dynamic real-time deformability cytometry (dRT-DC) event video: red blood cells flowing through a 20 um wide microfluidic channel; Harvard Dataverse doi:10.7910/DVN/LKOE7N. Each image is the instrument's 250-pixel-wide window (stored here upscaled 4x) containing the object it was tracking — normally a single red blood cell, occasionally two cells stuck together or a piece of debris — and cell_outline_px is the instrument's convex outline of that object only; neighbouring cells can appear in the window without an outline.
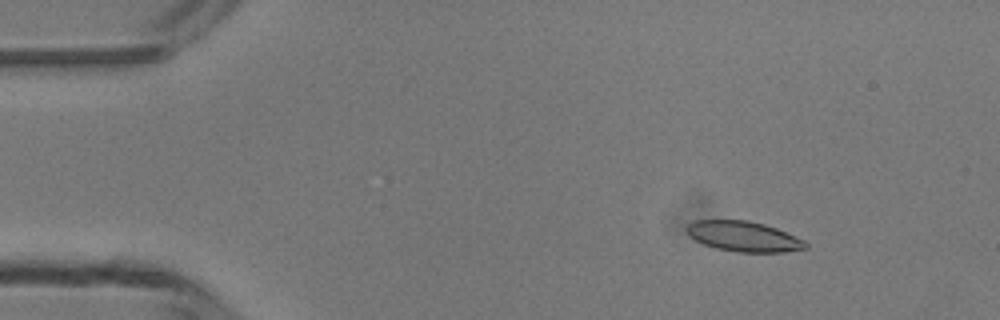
{"species": "common noctule bat (a hibernating species)", "species_latin": "Nyctalus noctula", "temperature_condition": "room temperature", "stored_images_in_passage": 49, "camera_frame_rate_fps": 3000, "um_per_image_px": 0.085, "animal": {"sex": "male", "body_mass_g": 13.3}, "frame": {"image": 1, "passage_image": 7, "time_ms": 2.0, "image_size_px": [1000, 320], "cell_outline_px": [[808, 248], [784, 252], [736, 252], [716, 248], [704, 244], [688, 236], [688, 224], [696, 220], [748, 220], [764, 224], [776, 228], [804, 240], [808, 244]], "centroid_in_image_um": [63.23, 20.1], "position_along_channel_um": 21.8, "area_um2": 20.87}}
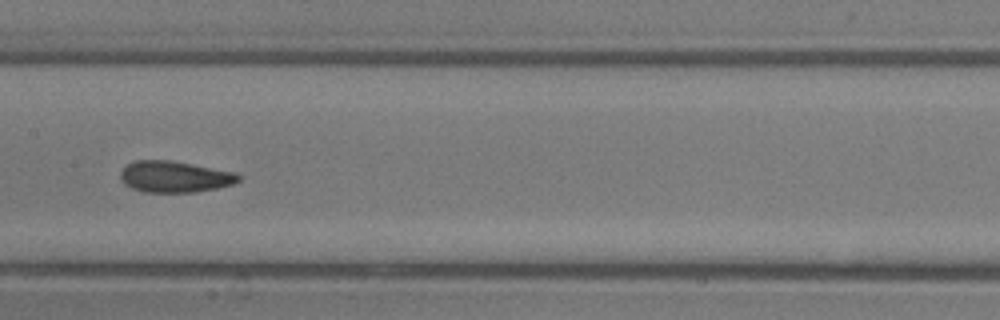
{"frame": {"image": 2, "passage_image": 25, "time_ms": 8.0, "image_size_px": [1000, 320], "cell_outline_px": [[240, 180], [232, 184], [216, 188], [196, 192], [144, 192], [132, 188], [124, 184], [120, 176], [120, 172], [128, 164], [136, 160], [168, 160], [192, 164], [232, 172], [240, 176]], "centroid_in_image_um": [14.81, 15.03], "position_along_channel_um": 192.6, "area_um2": 21.27}}
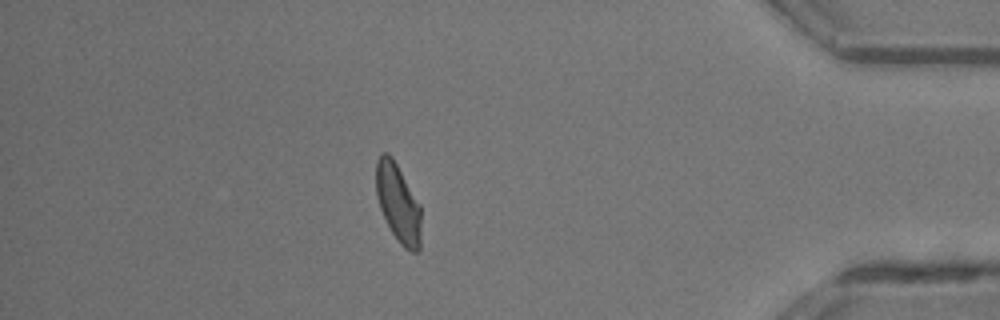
{"frame": {"image": 3, "passage_image": 43, "time_ms": 14.0, "image_size_px": [1000, 320], "cell_outline_px": [[420, 248], [416, 252], [412, 252], [404, 248], [400, 244], [392, 232], [380, 208], [376, 196], [376, 160], [380, 152], [388, 152], [392, 156], [420, 204]], "centroid_in_image_um": [33.82, 17.23], "position_along_channel_um": 401.4, "area_um2": 20.58}, "authors_computed_cell_mechanics": {"area_um2": 20.9814, "velocity_mm_per_s": 4.2098, "shape_relaxation_time_tau1_ms": 7.2378, "shape_relaxation_time_tau2_ms": 1.8313, "deformation_change_tau1": 0.1799, "deformation_change_tau2": 0.0754}}